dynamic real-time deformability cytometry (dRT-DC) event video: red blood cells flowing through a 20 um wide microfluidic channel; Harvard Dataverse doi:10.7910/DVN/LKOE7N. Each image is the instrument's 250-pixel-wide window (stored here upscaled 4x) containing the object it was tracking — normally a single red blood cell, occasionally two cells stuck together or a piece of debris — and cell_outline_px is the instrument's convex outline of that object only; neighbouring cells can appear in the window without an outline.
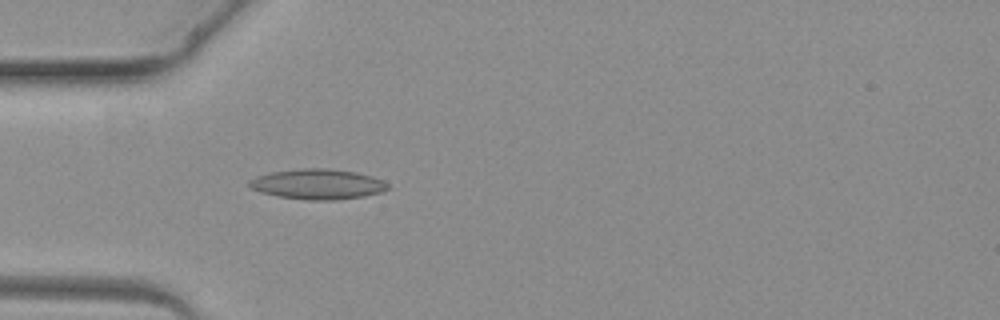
{"species": "common noctule bat (a hibernating species)", "species_latin": "Nyctalus noctula", "temperature_condition": "warm", "stored_images_in_passage": 4, "camera_frame_rate_fps": 3000, "um_per_image_px": 0.085, "animal": {"sex": "female", "body_mass_g": 19.3, "forearm_length_mm": 54.1}, "frame": {"image": 1, "passage_image": 4, "time_ms": 3.333, "image_size_px": [1000, 320], "cell_outline_px": [[388, 188], [384, 192], [364, 196], [336, 200], [304, 200], [276, 196], [260, 192], [252, 188], [248, 184], [248, 180], [256, 176], [272, 172], [300, 168], [328, 168], [356, 172], [372, 176], [384, 180], [388, 184]], "centroid_in_image_um": [27.01, 15.65], "position_along_channel_um": 58.0, "area_um2": 24.68}}